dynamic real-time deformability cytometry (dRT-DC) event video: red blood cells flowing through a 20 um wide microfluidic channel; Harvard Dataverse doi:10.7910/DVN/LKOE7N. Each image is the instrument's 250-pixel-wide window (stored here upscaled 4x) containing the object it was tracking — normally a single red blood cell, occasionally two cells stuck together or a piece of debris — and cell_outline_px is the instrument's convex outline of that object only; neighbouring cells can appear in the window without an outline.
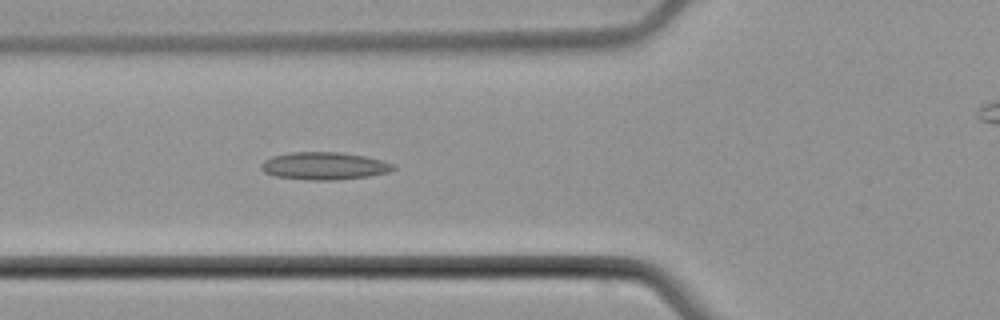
{"species": "common noctule bat (a hibernating species)", "species_latin": "Nyctalus noctula", "temperature_condition": "cold", "stored_images_in_passage": 5, "camera_frame_rate_fps": 3000, "um_per_image_px": 0.085, "animal": {"sex": "male", "body_mass_g": 21.5, "forearm_length_mm": 52.0}, "frame": {"image": 1, "passage_image": 4, "time_ms": 3.667, "image_size_px": [1000, 320], "cell_outline_px": [[396, 168], [388, 172], [368, 176], [336, 180], [312, 180], [272, 176], [264, 172], [260, 168], [260, 164], [264, 160], [272, 156], [292, 152], [340, 152], [364, 156], [396, 164]], "centroid_in_image_um": [27.53, 14.1], "position_along_channel_um": 98.3, "area_um2": 21.27}}